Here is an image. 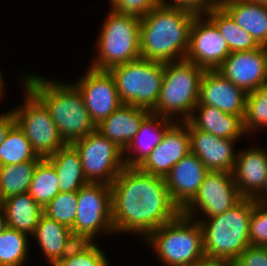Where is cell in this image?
<instances>
[{
	"label": "cell",
	"instance_id": "obj_1",
	"mask_svg": "<svg viewBox=\"0 0 267 266\" xmlns=\"http://www.w3.org/2000/svg\"><path fill=\"white\" fill-rule=\"evenodd\" d=\"M110 188L115 232L148 237L181 213L171 199L164 178L142 172L138 167H124Z\"/></svg>",
	"mask_w": 267,
	"mask_h": 266
},
{
	"label": "cell",
	"instance_id": "obj_2",
	"mask_svg": "<svg viewBox=\"0 0 267 266\" xmlns=\"http://www.w3.org/2000/svg\"><path fill=\"white\" fill-rule=\"evenodd\" d=\"M195 16L161 3L140 17L141 58L160 63L185 60Z\"/></svg>",
	"mask_w": 267,
	"mask_h": 266
},
{
	"label": "cell",
	"instance_id": "obj_3",
	"mask_svg": "<svg viewBox=\"0 0 267 266\" xmlns=\"http://www.w3.org/2000/svg\"><path fill=\"white\" fill-rule=\"evenodd\" d=\"M23 78L24 87L45 105L66 144H72L96 130L82 94L73 84L48 81L40 75Z\"/></svg>",
	"mask_w": 267,
	"mask_h": 266
},
{
	"label": "cell",
	"instance_id": "obj_4",
	"mask_svg": "<svg viewBox=\"0 0 267 266\" xmlns=\"http://www.w3.org/2000/svg\"><path fill=\"white\" fill-rule=\"evenodd\" d=\"M252 199L242 198L222 214L198 221L203 231L206 259L232 263L250 246L249 229Z\"/></svg>",
	"mask_w": 267,
	"mask_h": 266
},
{
	"label": "cell",
	"instance_id": "obj_5",
	"mask_svg": "<svg viewBox=\"0 0 267 266\" xmlns=\"http://www.w3.org/2000/svg\"><path fill=\"white\" fill-rule=\"evenodd\" d=\"M196 221L180 213L146 238L164 264L191 266L206 259L202 227L198 220Z\"/></svg>",
	"mask_w": 267,
	"mask_h": 266
},
{
	"label": "cell",
	"instance_id": "obj_6",
	"mask_svg": "<svg viewBox=\"0 0 267 266\" xmlns=\"http://www.w3.org/2000/svg\"><path fill=\"white\" fill-rule=\"evenodd\" d=\"M205 71L186 60L164 63L160 95L151 112L169 119H172V114H182L181 121H187L198 104L201 79Z\"/></svg>",
	"mask_w": 267,
	"mask_h": 266
},
{
	"label": "cell",
	"instance_id": "obj_7",
	"mask_svg": "<svg viewBox=\"0 0 267 266\" xmlns=\"http://www.w3.org/2000/svg\"><path fill=\"white\" fill-rule=\"evenodd\" d=\"M110 12L98 37L99 55L90 65L93 69L109 71L141 57L140 17Z\"/></svg>",
	"mask_w": 267,
	"mask_h": 266
},
{
	"label": "cell",
	"instance_id": "obj_8",
	"mask_svg": "<svg viewBox=\"0 0 267 266\" xmlns=\"http://www.w3.org/2000/svg\"><path fill=\"white\" fill-rule=\"evenodd\" d=\"M122 104L152 111L158 101L164 77V63L144 58L109 70Z\"/></svg>",
	"mask_w": 267,
	"mask_h": 266
},
{
	"label": "cell",
	"instance_id": "obj_9",
	"mask_svg": "<svg viewBox=\"0 0 267 266\" xmlns=\"http://www.w3.org/2000/svg\"><path fill=\"white\" fill-rule=\"evenodd\" d=\"M77 213L71 231L78 241L92 242L97 232H115L109 184L92 183L78 191Z\"/></svg>",
	"mask_w": 267,
	"mask_h": 266
},
{
	"label": "cell",
	"instance_id": "obj_10",
	"mask_svg": "<svg viewBox=\"0 0 267 266\" xmlns=\"http://www.w3.org/2000/svg\"><path fill=\"white\" fill-rule=\"evenodd\" d=\"M25 89L24 106L12 112L17 126L26 135L36 154L42 159L47 158L66 143L45 105L27 87Z\"/></svg>",
	"mask_w": 267,
	"mask_h": 266
},
{
	"label": "cell",
	"instance_id": "obj_11",
	"mask_svg": "<svg viewBox=\"0 0 267 266\" xmlns=\"http://www.w3.org/2000/svg\"><path fill=\"white\" fill-rule=\"evenodd\" d=\"M72 145L79 152L88 182L111 185L125 167L123 150L97 130Z\"/></svg>",
	"mask_w": 267,
	"mask_h": 266
},
{
	"label": "cell",
	"instance_id": "obj_12",
	"mask_svg": "<svg viewBox=\"0 0 267 266\" xmlns=\"http://www.w3.org/2000/svg\"><path fill=\"white\" fill-rule=\"evenodd\" d=\"M241 199L232 173L209 171L197 194L181 213L193 219L194 212L200 209L209 218L231 209Z\"/></svg>",
	"mask_w": 267,
	"mask_h": 266
},
{
	"label": "cell",
	"instance_id": "obj_13",
	"mask_svg": "<svg viewBox=\"0 0 267 266\" xmlns=\"http://www.w3.org/2000/svg\"><path fill=\"white\" fill-rule=\"evenodd\" d=\"M202 18L206 19L200 15L193 20L185 60L204 70H217L230 55V50L215 24L209 18L207 22Z\"/></svg>",
	"mask_w": 267,
	"mask_h": 266
},
{
	"label": "cell",
	"instance_id": "obj_14",
	"mask_svg": "<svg viewBox=\"0 0 267 266\" xmlns=\"http://www.w3.org/2000/svg\"><path fill=\"white\" fill-rule=\"evenodd\" d=\"M73 85L82 94L85 107L95 125L108 118L122 105L114 78L109 71L90 67Z\"/></svg>",
	"mask_w": 267,
	"mask_h": 266
},
{
	"label": "cell",
	"instance_id": "obj_15",
	"mask_svg": "<svg viewBox=\"0 0 267 266\" xmlns=\"http://www.w3.org/2000/svg\"><path fill=\"white\" fill-rule=\"evenodd\" d=\"M217 71L246 93L255 91L267 82L265 46L230 53Z\"/></svg>",
	"mask_w": 267,
	"mask_h": 266
},
{
	"label": "cell",
	"instance_id": "obj_16",
	"mask_svg": "<svg viewBox=\"0 0 267 266\" xmlns=\"http://www.w3.org/2000/svg\"><path fill=\"white\" fill-rule=\"evenodd\" d=\"M182 123L174 122L167 129L162 141L138 167L142 172L164 178L191 151L188 121Z\"/></svg>",
	"mask_w": 267,
	"mask_h": 266
},
{
	"label": "cell",
	"instance_id": "obj_17",
	"mask_svg": "<svg viewBox=\"0 0 267 266\" xmlns=\"http://www.w3.org/2000/svg\"><path fill=\"white\" fill-rule=\"evenodd\" d=\"M247 93L217 70H206L200 84L197 105H210L224 113L244 118Z\"/></svg>",
	"mask_w": 267,
	"mask_h": 266
},
{
	"label": "cell",
	"instance_id": "obj_18",
	"mask_svg": "<svg viewBox=\"0 0 267 266\" xmlns=\"http://www.w3.org/2000/svg\"><path fill=\"white\" fill-rule=\"evenodd\" d=\"M209 170L191 151L164 177L172 201L182 210L197 194Z\"/></svg>",
	"mask_w": 267,
	"mask_h": 266
},
{
	"label": "cell",
	"instance_id": "obj_19",
	"mask_svg": "<svg viewBox=\"0 0 267 266\" xmlns=\"http://www.w3.org/2000/svg\"><path fill=\"white\" fill-rule=\"evenodd\" d=\"M191 152L209 171L232 173L237 158L233 144L237 139H223L194 128L188 122ZM235 140V141H234Z\"/></svg>",
	"mask_w": 267,
	"mask_h": 266
},
{
	"label": "cell",
	"instance_id": "obj_20",
	"mask_svg": "<svg viewBox=\"0 0 267 266\" xmlns=\"http://www.w3.org/2000/svg\"><path fill=\"white\" fill-rule=\"evenodd\" d=\"M232 175L240 196L253 199L261 191L267 175L266 151L253 148L238 152Z\"/></svg>",
	"mask_w": 267,
	"mask_h": 266
},
{
	"label": "cell",
	"instance_id": "obj_21",
	"mask_svg": "<svg viewBox=\"0 0 267 266\" xmlns=\"http://www.w3.org/2000/svg\"><path fill=\"white\" fill-rule=\"evenodd\" d=\"M150 113L144 108L122 104L96 125V130L124 151Z\"/></svg>",
	"mask_w": 267,
	"mask_h": 266
},
{
	"label": "cell",
	"instance_id": "obj_22",
	"mask_svg": "<svg viewBox=\"0 0 267 266\" xmlns=\"http://www.w3.org/2000/svg\"><path fill=\"white\" fill-rule=\"evenodd\" d=\"M174 122L173 119L151 112L142 121L139 131L123 151L125 153L133 147L132 153L134 156L130 157L128 155L123 158L125 167H139L150 155V152L162 141L163 135Z\"/></svg>",
	"mask_w": 267,
	"mask_h": 266
},
{
	"label": "cell",
	"instance_id": "obj_23",
	"mask_svg": "<svg viewBox=\"0 0 267 266\" xmlns=\"http://www.w3.org/2000/svg\"><path fill=\"white\" fill-rule=\"evenodd\" d=\"M33 237L39 242L51 265L60 261L79 242L73 236L71 228L44 214L39 219Z\"/></svg>",
	"mask_w": 267,
	"mask_h": 266
},
{
	"label": "cell",
	"instance_id": "obj_24",
	"mask_svg": "<svg viewBox=\"0 0 267 266\" xmlns=\"http://www.w3.org/2000/svg\"><path fill=\"white\" fill-rule=\"evenodd\" d=\"M196 109L199 115H195ZM187 121L194 128L211 133L218 138L238 139L242 134L247 133L241 116L224 113L210 105H196Z\"/></svg>",
	"mask_w": 267,
	"mask_h": 266
},
{
	"label": "cell",
	"instance_id": "obj_25",
	"mask_svg": "<svg viewBox=\"0 0 267 266\" xmlns=\"http://www.w3.org/2000/svg\"><path fill=\"white\" fill-rule=\"evenodd\" d=\"M220 6L261 46H267V6L248 0H226Z\"/></svg>",
	"mask_w": 267,
	"mask_h": 266
},
{
	"label": "cell",
	"instance_id": "obj_26",
	"mask_svg": "<svg viewBox=\"0 0 267 266\" xmlns=\"http://www.w3.org/2000/svg\"><path fill=\"white\" fill-rule=\"evenodd\" d=\"M45 159L56 171L59 192H78L89 183L85 178L79 152L72 144H66Z\"/></svg>",
	"mask_w": 267,
	"mask_h": 266
},
{
	"label": "cell",
	"instance_id": "obj_27",
	"mask_svg": "<svg viewBox=\"0 0 267 266\" xmlns=\"http://www.w3.org/2000/svg\"><path fill=\"white\" fill-rule=\"evenodd\" d=\"M1 204L4 208L7 227L33 235L43 214V208L28 192L13 195L3 200Z\"/></svg>",
	"mask_w": 267,
	"mask_h": 266
},
{
	"label": "cell",
	"instance_id": "obj_28",
	"mask_svg": "<svg viewBox=\"0 0 267 266\" xmlns=\"http://www.w3.org/2000/svg\"><path fill=\"white\" fill-rule=\"evenodd\" d=\"M204 16H207L215 24L225 39L230 53L255 50L261 47L256 39L236 24L220 5Z\"/></svg>",
	"mask_w": 267,
	"mask_h": 266
},
{
	"label": "cell",
	"instance_id": "obj_29",
	"mask_svg": "<svg viewBox=\"0 0 267 266\" xmlns=\"http://www.w3.org/2000/svg\"><path fill=\"white\" fill-rule=\"evenodd\" d=\"M38 162L28 161L17 165L0 166V203L13 195L29 191Z\"/></svg>",
	"mask_w": 267,
	"mask_h": 266
},
{
	"label": "cell",
	"instance_id": "obj_30",
	"mask_svg": "<svg viewBox=\"0 0 267 266\" xmlns=\"http://www.w3.org/2000/svg\"><path fill=\"white\" fill-rule=\"evenodd\" d=\"M30 141L15 124L0 145V166L17 165L28 161H40Z\"/></svg>",
	"mask_w": 267,
	"mask_h": 266
},
{
	"label": "cell",
	"instance_id": "obj_31",
	"mask_svg": "<svg viewBox=\"0 0 267 266\" xmlns=\"http://www.w3.org/2000/svg\"><path fill=\"white\" fill-rule=\"evenodd\" d=\"M28 193L42 208L59 193L56 171L45 158L36 165Z\"/></svg>",
	"mask_w": 267,
	"mask_h": 266
},
{
	"label": "cell",
	"instance_id": "obj_32",
	"mask_svg": "<svg viewBox=\"0 0 267 266\" xmlns=\"http://www.w3.org/2000/svg\"><path fill=\"white\" fill-rule=\"evenodd\" d=\"M28 234L7 227L0 235V266H22L28 256Z\"/></svg>",
	"mask_w": 267,
	"mask_h": 266
},
{
	"label": "cell",
	"instance_id": "obj_33",
	"mask_svg": "<svg viewBox=\"0 0 267 266\" xmlns=\"http://www.w3.org/2000/svg\"><path fill=\"white\" fill-rule=\"evenodd\" d=\"M243 126L248 133L267 126V82L247 93Z\"/></svg>",
	"mask_w": 267,
	"mask_h": 266
},
{
	"label": "cell",
	"instance_id": "obj_34",
	"mask_svg": "<svg viewBox=\"0 0 267 266\" xmlns=\"http://www.w3.org/2000/svg\"><path fill=\"white\" fill-rule=\"evenodd\" d=\"M103 253L93 241H79L53 266H109V262Z\"/></svg>",
	"mask_w": 267,
	"mask_h": 266
},
{
	"label": "cell",
	"instance_id": "obj_35",
	"mask_svg": "<svg viewBox=\"0 0 267 266\" xmlns=\"http://www.w3.org/2000/svg\"><path fill=\"white\" fill-rule=\"evenodd\" d=\"M78 192H59L44 208L43 214L71 228L74 224Z\"/></svg>",
	"mask_w": 267,
	"mask_h": 266
},
{
	"label": "cell",
	"instance_id": "obj_36",
	"mask_svg": "<svg viewBox=\"0 0 267 266\" xmlns=\"http://www.w3.org/2000/svg\"><path fill=\"white\" fill-rule=\"evenodd\" d=\"M250 245L267 247V204L252 199V213L249 229Z\"/></svg>",
	"mask_w": 267,
	"mask_h": 266
},
{
	"label": "cell",
	"instance_id": "obj_37",
	"mask_svg": "<svg viewBox=\"0 0 267 266\" xmlns=\"http://www.w3.org/2000/svg\"><path fill=\"white\" fill-rule=\"evenodd\" d=\"M110 3V8L116 12L142 17L160 5L162 0H110Z\"/></svg>",
	"mask_w": 267,
	"mask_h": 266
},
{
	"label": "cell",
	"instance_id": "obj_38",
	"mask_svg": "<svg viewBox=\"0 0 267 266\" xmlns=\"http://www.w3.org/2000/svg\"><path fill=\"white\" fill-rule=\"evenodd\" d=\"M162 4L188 11L196 16H203L204 13L207 14L219 6L215 0H173L172 3H167L166 0H162Z\"/></svg>",
	"mask_w": 267,
	"mask_h": 266
},
{
	"label": "cell",
	"instance_id": "obj_39",
	"mask_svg": "<svg viewBox=\"0 0 267 266\" xmlns=\"http://www.w3.org/2000/svg\"><path fill=\"white\" fill-rule=\"evenodd\" d=\"M232 266H267V247L248 246L232 263Z\"/></svg>",
	"mask_w": 267,
	"mask_h": 266
},
{
	"label": "cell",
	"instance_id": "obj_40",
	"mask_svg": "<svg viewBox=\"0 0 267 266\" xmlns=\"http://www.w3.org/2000/svg\"><path fill=\"white\" fill-rule=\"evenodd\" d=\"M16 124L12 110L0 115V145L5 141L10 129Z\"/></svg>",
	"mask_w": 267,
	"mask_h": 266
},
{
	"label": "cell",
	"instance_id": "obj_41",
	"mask_svg": "<svg viewBox=\"0 0 267 266\" xmlns=\"http://www.w3.org/2000/svg\"><path fill=\"white\" fill-rule=\"evenodd\" d=\"M191 266H232V265L231 263L228 262L205 259L199 263L192 264Z\"/></svg>",
	"mask_w": 267,
	"mask_h": 266
},
{
	"label": "cell",
	"instance_id": "obj_42",
	"mask_svg": "<svg viewBox=\"0 0 267 266\" xmlns=\"http://www.w3.org/2000/svg\"><path fill=\"white\" fill-rule=\"evenodd\" d=\"M263 194H265V196ZM266 197H267V175H266L265 182H264V185H263L261 191L253 198V200L256 203L267 204V198Z\"/></svg>",
	"mask_w": 267,
	"mask_h": 266
},
{
	"label": "cell",
	"instance_id": "obj_43",
	"mask_svg": "<svg viewBox=\"0 0 267 266\" xmlns=\"http://www.w3.org/2000/svg\"><path fill=\"white\" fill-rule=\"evenodd\" d=\"M7 228L6 216L4 212V208L0 203V235Z\"/></svg>",
	"mask_w": 267,
	"mask_h": 266
},
{
	"label": "cell",
	"instance_id": "obj_44",
	"mask_svg": "<svg viewBox=\"0 0 267 266\" xmlns=\"http://www.w3.org/2000/svg\"><path fill=\"white\" fill-rule=\"evenodd\" d=\"M250 2L260 3L262 5L267 6V0H248Z\"/></svg>",
	"mask_w": 267,
	"mask_h": 266
},
{
	"label": "cell",
	"instance_id": "obj_45",
	"mask_svg": "<svg viewBox=\"0 0 267 266\" xmlns=\"http://www.w3.org/2000/svg\"><path fill=\"white\" fill-rule=\"evenodd\" d=\"M0 72H1V71H0ZM1 76H2V75H1V73H0V96L2 95L3 90H4V88H3V79H2Z\"/></svg>",
	"mask_w": 267,
	"mask_h": 266
},
{
	"label": "cell",
	"instance_id": "obj_46",
	"mask_svg": "<svg viewBox=\"0 0 267 266\" xmlns=\"http://www.w3.org/2000/svg\"><path fill=\"white\" fill-rule=\"evenodd\" d=\"M219 5L226 0H215Z\"/></svg>",
	"mask_w": 267,
	"mask_h": 266
}]
</instances>
